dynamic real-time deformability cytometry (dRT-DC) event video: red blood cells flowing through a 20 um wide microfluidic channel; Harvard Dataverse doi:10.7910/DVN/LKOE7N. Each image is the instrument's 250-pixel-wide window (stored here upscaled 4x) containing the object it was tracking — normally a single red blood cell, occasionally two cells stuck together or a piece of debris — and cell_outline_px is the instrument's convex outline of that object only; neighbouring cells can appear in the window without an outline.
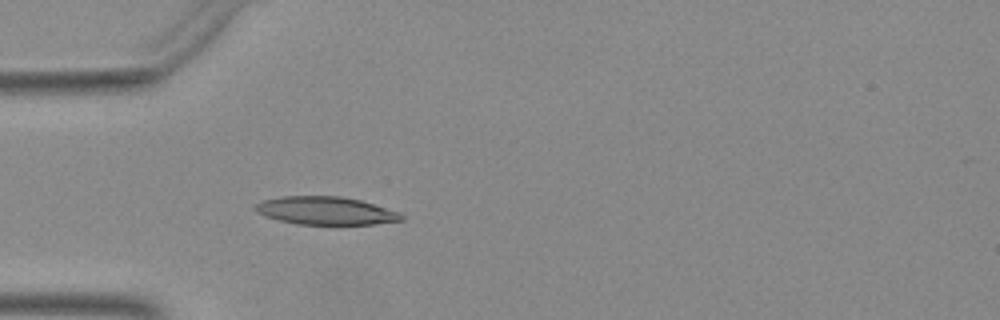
{"species": "Egyptian fruit bat (a non-hibernating species)", "species_latin": "Rousettus aegyptiacus", "temperature_condition": "warm", "stored_images_in_passage": 9, "camera_frame_rate_fps": 3000, "um_per_image_px": 0.085, "animal": {"sex": "female"}, "frame": {"image": 1, "passage_image": 2, "time_ms": 0.333, "image_size_px": [1000, 320], "cell_outline_px": [[404, 220], [376, 224], [296, 224], [264, 216], [256, 212], [252, 208], [256, 204], [264, 200], [280, 196], [340, 196], [360, 200], [400, 212], [404, 216]], "centroid_in_image_um": [27.68, 17.91], "position_along_channel_um": 57.3, "area_um2": 23.87}}
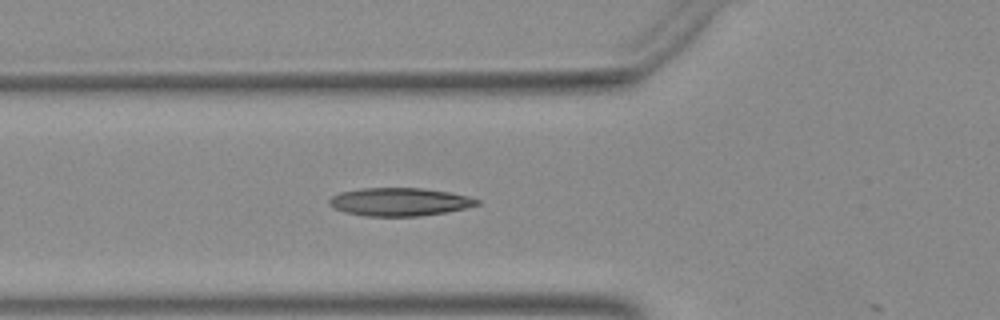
{"frame": {"image": 2, "passage_image": 5, "time_ms": 1.333, "image_size_px": [1000, 320], "cell_outline_px": [[480, 204], [464, 208], [444, 212], [416, 216], [364, 216], [344, 212], [332, 208], [328, 204], [328, 200], [332, 196], [340, 192], [360, 188], [424, 188], [448, 192], [468, 196], [480, 200]], "centroid_in_image_um": [33.9, 17.15], "position_along_channel_um": 91.9, "area_um2": 24.22}}
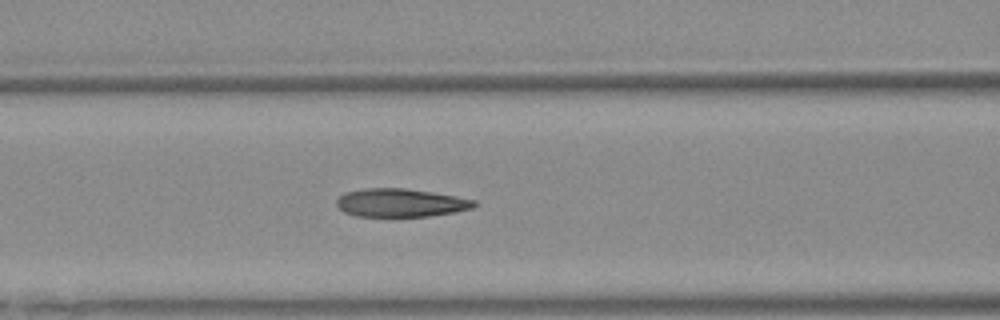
{"frame": {"image": 3, "passage_image": 8, "time_ms": 2.333, "image_size_px": [1000, 320], "cell_outline_px": [[476, 204], [472, 208], [452, 212], [428, 216], [356, 216], [344, 212], [336, 204], [336, 200], [344, 192], [364, 188], [404, 188], [432, 192], [476, 200]], "centroid_in_image_um": [34.01, 17.23], "position_along_channel_um": 132.6, "area_um2": 22.48}}